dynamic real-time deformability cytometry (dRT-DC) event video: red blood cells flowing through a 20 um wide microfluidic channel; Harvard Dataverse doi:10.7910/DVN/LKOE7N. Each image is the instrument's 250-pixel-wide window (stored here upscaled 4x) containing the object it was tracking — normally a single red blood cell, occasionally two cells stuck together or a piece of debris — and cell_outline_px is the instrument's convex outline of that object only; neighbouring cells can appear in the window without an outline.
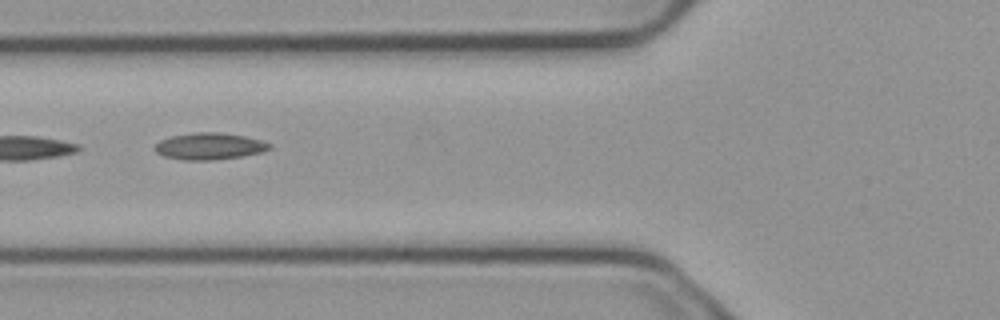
{"species": "common noctule bat (a hibernating species)", "species_latin": "Nyctalus noctula", "temperature_condition": "cold", "stored_images_in_passage": 3, "camera_frame_rate_fps": 3000, "um_per_image_px": 0.085, "animal": {"sex": "male", "body_mass_g": 23.1, "forearm_length_mm": 52.7}, "frame": {"image": 1, "passage_image": 3, "time_ms": 0.667, "image_size_px": [1000, 320], "cell_outline_px": [[272, 148], [260, 152], [240, 156], [212, 160], [184, 160], [164, 156], [156, 152], [156, 144], [160, 140], [172, 136], [192, 132], [220, 132], [244, 136], [260, 140], [272, 144]], "centroid_in_image_um": [17.8, 12.42], "position_along_channel_um": 108.0, "area_um2": 17.69}}